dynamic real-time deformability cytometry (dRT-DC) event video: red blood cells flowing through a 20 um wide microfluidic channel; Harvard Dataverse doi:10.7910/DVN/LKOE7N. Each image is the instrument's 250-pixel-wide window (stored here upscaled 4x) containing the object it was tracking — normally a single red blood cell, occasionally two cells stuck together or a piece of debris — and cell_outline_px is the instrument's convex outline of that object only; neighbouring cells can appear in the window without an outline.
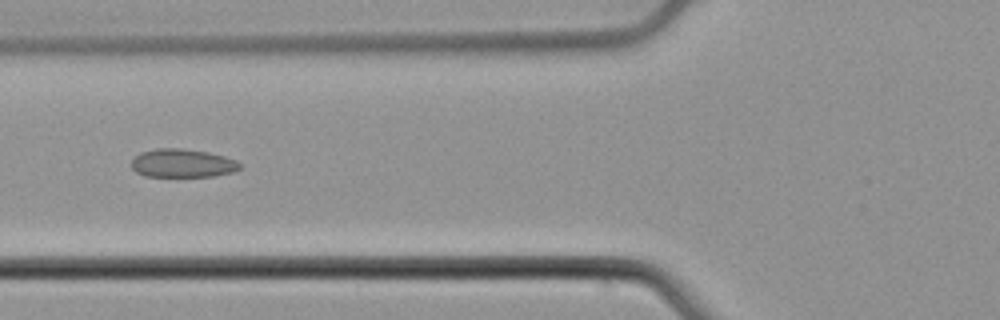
{"species": "common noctule bat (a hibernating species)", "species_latin": "Nyctalus noctula", "temperature_condition": "cold", "stored_images_in_passage": 5, "camera_frame_rate_fps": 3000, "um_per_image_px": 0.085, "animal": {"sex": "male", "body_mass_g": 21.5, "forearm_length_mm": 52.0}, "frame": {"image": 1, "passage_image": 5, "time_ms": 1.333, "image_size_px": [1000, 320], "cell_outline_px": [[240, 168], [232, 172], [212, 176], [144, 176], [136, 172], [132, 168], [132, 160], [140, 152], [156, 148], [180, 148], [208, 152], [224, 156], [236, 160], [240, 164]], "centroid_in_image_um": [15.49, 13.86], "position_along_channel_um": 110.3, "area_um2": 17.86}}